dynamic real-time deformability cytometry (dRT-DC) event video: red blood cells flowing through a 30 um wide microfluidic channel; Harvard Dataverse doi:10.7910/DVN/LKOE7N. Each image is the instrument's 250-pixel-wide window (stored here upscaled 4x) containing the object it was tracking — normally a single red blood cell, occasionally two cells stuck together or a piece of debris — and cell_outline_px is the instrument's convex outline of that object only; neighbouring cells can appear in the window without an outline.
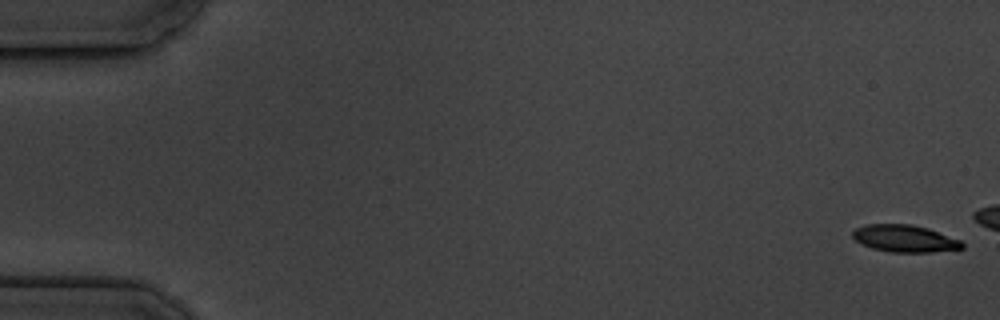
{"species": "common noctule bat (a hibernating species)", "species_latin": "Nyctalus noctula", "temperature_condition": "cold", "stored_images_in_passage": 5, "camera_frame_rate_fps": 3000, "um_per_image_px": 0.085, "animal": {"sex": "male", "body_mass_g": 19.5, "forearm_length_mm": 54.6}, "frame": {"image": 1, "passage_image": 1, "time_ms": 0.0, "image_size_px": [1000, 320], "cell_outline_px": [[964, 248], [932, 252], [888, 252], [872, 248], [856, 240], [852, 236], [852, 232], [856, 228], [864, 224], [912, 224], [928, 228], [960, 240], [964, 244]], "centroid_in_image_um": [76.9, 20.27], "position_along_channel_um": 8.1, "area_um2": 17.28}}